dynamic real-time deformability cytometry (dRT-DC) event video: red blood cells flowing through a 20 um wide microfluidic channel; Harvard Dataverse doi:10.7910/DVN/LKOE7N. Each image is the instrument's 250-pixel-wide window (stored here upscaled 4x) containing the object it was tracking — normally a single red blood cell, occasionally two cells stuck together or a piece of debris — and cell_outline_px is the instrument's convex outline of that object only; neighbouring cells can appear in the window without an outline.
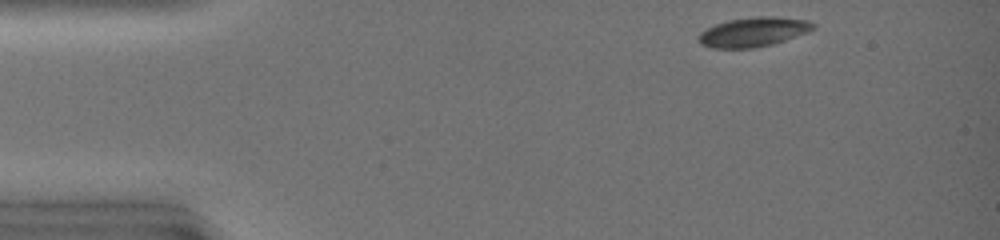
{"species": "common noctule bat (a hibernating species)", "species_latin": "Nyctalus noctula", "temperature_condition": "warm", "stored_images_in_passage": 18, "camera_frame_rate_fps": 3000, "um_per_image_px": 0.085, "animal": {"sex": "female", "body_mass_g": 19.0, "forearm_length_mm": 51.5}, "frame": {"image": 1, "passage_image": 1, "time_ms": 0.0, "image_size_px": [1000, 240], "cell_outline_px": [[816, 28], [808, 32], [772, 44], [756, 48], [712, 48], [700, 44], [696, 36], [700, 32], [716, 24], [728, 20], [756, 16], [772, 16], [808, 20], [816, 24]], "centroid_in_image_um": [64.03, 2.72], "position_along_channel_um": 21.0, "area_um2": 19.77}}
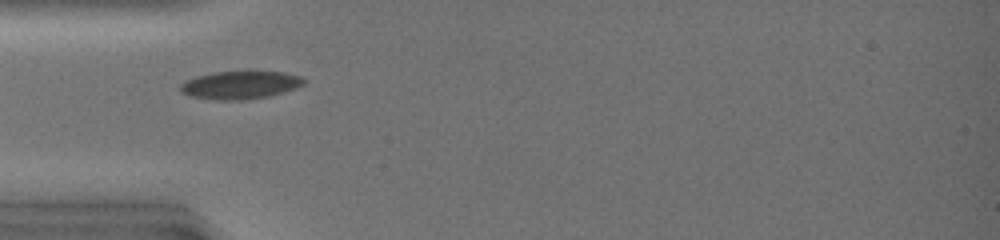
{"frame": {"image": 2, "passage_image": 10, "time_ms": 3.0, "image_size_px": [1000, 240], "cell_outline_px": [[308, 80], [304, 84], [296, 88], [284, 92], [268, 96], [240, 100], [216, 100], [192, 96], [180, 92], [180, 84], [196, 76], [212, 72], [248, 68], [284, 72], [300, 76]], "centroid_in_image_um": [20.47, 7.16], "position_along_channel_um": 64.5, "area_um2": 21.04}}
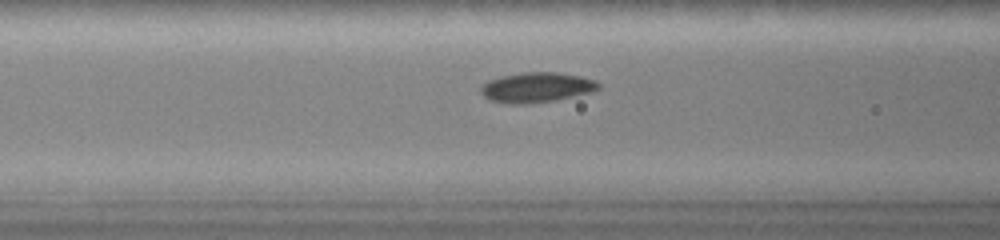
{"frame": {"image": 3, "passage_image": 14, "time_ms": 4.333, "image_size_px": [1000, 240], "cell_outline_px": [[600, 88], [592, 92], [556, 100], [528, 104], [508, 104], [488, 100], [480, 92], [480, 88], [488, 80], [500, 76], [524, 72], [556, 72], [580, 76], [596, 80], [600, 84]], "centroid_in_image_um": [45.6, 7.43], "position_along_channel_um": 121.0, "area_um2": 20.81}}